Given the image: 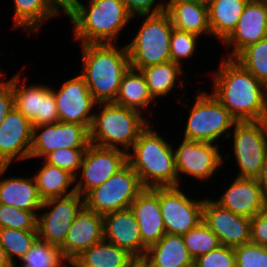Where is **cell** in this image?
<instances>
[{
    "label": "cell",
    "instance_id": "1",
    "mask_svg": "<svg viewBox=\"0 0 267 267\" xmlns=\"http://www.w3.org/2000/svg\"><path fill=\"white\" fill-rule=\"evenodd\" d=\"M218 65L208 75L215 98L237 122L267 120V87L232 58Z\"/></svg>",
    "mask_w": 267,
    "mask_h": 267
},
{
    "label": "cell",
    "instance_id": "2",
    "mask_svg": "<svg viewBox=\"0 0 267 267\" xmlns=\"http://www.w3.org/2000/svg\"><path fill=\"white\" fill-rule=\"evenodd\" d=\"M85 3L81 0L65 2L64 17L72 24V41L79 44L118 43L133 18L122 0H86Z\"/></svg>",
    "mask_w": 267,
    "mask_h": 267
},
{
    "label": "cell",
    "instance_id": "3",
    "mask_svg": "<svg viewBox=\"0 0 267 267\" xmlns=\"http://www.w3.org/2000/svg\"><path fill=\"white\" fill-rule=\"evenodd\" d=\"M82 56L79 74L97 103L114 102L124 74L131 67L126 44H78Z\"/></svg>",
    "mask_w": 267,
    "mask_h": 267
},
{
    "label": "cell",
    "instance_id": "4",
    "mask_svg": "<svg viewBox=\"0 0 267 267\" xmlns=\"http://www.w3.org/2000/svg\"><path fill=\"white\" fill-rule=\"evenodd\" d=\"M152 123L127 152V162L144 188L178 186L174 144L157 131L159 127L153 129Z\"/></svg>",
    "mask_w": 267,
    "mask_h": 267
},
{
    "label": "cell",
    "instance_id": "5",
    "mask_svg": "<svg viewBox=\"0 0 267 267\" xmlns=\"http://www.w3.org/2000/svg\"><path fill=\"white\" fill-rule=\"evenodd\" d=\"M89 130V143L128 152L153 121L141 112L113 102L97 103ZM148 119V120H147Z\"/></svg>",
    "mask_w": 267,
    "mask_h": 267
},
{
    "label": "cell",
    "instance_id": "6",
    "mask_svg": "<svg viewBox=\"0 0 267 267\" xmlns=\"http://www.w3.org/2000/svg\"><path fill=\"white\" fill-rule=\"evenodd\" d=\"M196 93L192 106H189L188 98L180 96L177 101L182 108H189L188 118L181 138L194 141L211 142L220 144L222 140H228L234 124L237 122L230 112L207 90ZM225 138V139H224ZM220 139V140H219Z\"/></svg>",
    "mask_w": 267,
    "mask_h": 267
},
{
    "label": "cell",
    "instance_id": "7",
    "mask_svg": "<svg viewBox=\"0 0 267 267\" xmlns=\"http://www.w3.org/2000/svg\"><path fill=\"white\" fill-rule=\"evenodd\" d=\"M140 26L126 44L131 68L140 70L148 66L171 61L170 41L173 25L166 11L154 15H141Z\"/></svg>",
    "mask_w": 267,
    "mask_h": 267
},
{
    "label": "cell",
    "instance_id": "8",
    "mask_svg": "<svg viewBox=\"0 0 267 267\" xmlns=\"http://www.w3.org/2000/svg\"><path fill=\"white\" fill-rule=\"evenodd\" d=\"M227 141L233 154L225 152L224 164L234 157L236 177L257 178L267 152V120L236 122Z\"/></svg>",
    "mask_w": 267,
    "mask_h": 267
},
{
    "label": "cell",
    "instance_id": "9",
    "mask_svg": "<svg viewBox=\"0 0 267 267\" xmlns=\"http://www.w3.org/2000/svg\"><path fill=\"white\" fill-rule=\"evenodd\" d=\"M143 189L138 175L127 163L84 196V207L100 215L128 209Z\"/></svg>",
    "mask_w": 267,
    "mask_h": 267
},
{
    "label": "cell",
    "instance_id": "10",
    "mask_svg": "<svg viewBox=\"0 0 267 267\" xmlns=\"http://www.w3.org/2000/svg\"><path fill=\"white\" fill-rule=\"evenodd\" d=\"M179 140L181 143L179 142L177 147H173L178 172V186L183 185L180 183L183 182L182 179H187L186 177L196 179L195 182L199 181L202 184L203 181L204 184L209 180L212 181L216 171L224 166V155L220 150L222 145L187 139Z\"/></svg>",
    "mask_w": 267,
    "mask_h": 267
},
{
    "label": "cell",
    "instance_id": "11",
    "mask_svg": "<svg viewBox=\"0 0 267 267\" xmlns=\"http://www.w3.org/2000/svg\"><path fill=\"white\" fill-rule=\"evenodd\" d=\"M204 199L185 194L183 186L159 187L160 210L166 233L184 235L197 227L203 221Z\"/></svg>",
    "mask_w": 267,
    "mask_h": 267
},
{
    "label": "cell",
    "instance_id": "12",
    "mask_svg": "<svg viewBox=\"0 0 267 267\" xmlns=\"http://www.w3.org/2000/svg\"><path fill=\"white\" fill-rule=\"evenodd\" d=\"M83 207L84 197L78 192L43 201L37 214L38 239L61 247L72 221Z\"/></svg>",
    "mask_w": 267,
    "mask_h": 267
},
{
    "label": "cell",
    "instance_id": "13",
    "mask_svg": "<svg viewBox=\"0 0 267 267\" xmlns=\"http://www.w3.org/2000/svg\"><path fill=\"white\" fill-rule=\"evenodd\" d=\"M127 152L89 144L75 177V190L85 196L127 164Z\"/></svg>",
    "mask_w": 267,
    "mask_h": 267
},
{
    "label": "cell",
    "instance_id": "14",
    "mask_svg": "<svg viewBox=\"0 0 267 267\" xmlns=\"http://www.w3.org/2000/svg\"><path fill=\"white\" fill-rule=\"evenodd\" d=\"M59 120L84 125L90 130L97 102L80 74L66 79L56 89L52 87Z\"/></svg>",
    "mask_w": 267,
    "mask_h": 267
},
{
    "label": "cell",
    "instance_id": "15",
    "mask_svg": "<svg viewBox=\"0 0 267 267\" xmlns=\"http://www.w3.org/2000/svg\"><path fill=\"white\" fill-rule=\"evenodd\" d=\"M89 130L81 124L57 122L33 127L30 159H43L60 148L87 149Z\"/></svg>",
    "mask_w": 267,
    "mask_h": 267
},
{
    "label": "cell",
    "instance_id": "16",
    "mask_svg": "<svg viewBox=\"0 0 267 267\" xmlns=\"http://www.w3.org/2000/svg\"><path fill=\"white\" fill-rule=\"evenodd\" d=\"M32 123L13 108L0 126V166H11L29 160Z\"/></svg>",
    "mask_w": 267,
    "mask_h": 267
},
{
    "label": "cell",
    "instance_id": "17",
    "mask_svg": "<svg viewBox=\"0 0 267 267\" xmlns=\"http://www.w3.org/2000/svg\"><path fill=\"white\" fill-rule=\"evenodd\" d=\"M203 222L217 235L221 245L235 248L250 242L251 218L221 207L212 197L204 199Z\"/></svg>",
    "mask_w": 267,
    "mask_h": 267
},
{
    "label": "cell",
    "instance_id": "18",
    "mask_svg": "<svg viewBox=\"0 0 267 267\" xmlns=\"http://www.w3.org/2000/svg\"><path fill=\"white\" fill-rule=\"evenodd\" d=\"M267 38V2L250 1L232 33L221 43L226 55L234 59L244 48ZM230 50V52H229Z\"/></svg>",
    "mask_w": 267,
    "mask_h": 267
},
{
    "label": "cell",
    "instance_id": "19",
    "mask_svg": "<svg viewBox=\"0 0 267 267\" xmlns=\"http://www.w3.org/2000/svg\"><path fill=\"white\" fill-rule=\"evenodd\" d=\"M234 179L217 199H213L221 207L231 212L252 218L267 208V196L263 193L256 178Z\"/></svg>",
    "mask_w": 267,
    "mask_h": 267
},
{
    "label": "cell",
    "instance_id": "20",
    "mask_svg": "<svg viewBox=\"0 0 267 267\" xmlns=\"http://www.w3.org/2000/svg\"><path fill=\"white\" fill-rule=\"evenodd\" d=\"M103 239L126 250L138 262L146 253L139 225L130 208L103 215Z\"/></svg>",
    "mask_w": 267,
    "mask_h": 267
},
{
    "label": "cell",
    "instance_id": "21",
    "mask_svg": "<svg viewBox=\"0 0 267 267\" xmlns=\"http://www.w3.org/2000/svg\"><path fill=\"white\" fill-rule=\"evenodd\" d=\"M102 240L103 215L83 207L72 221L65 243L60 248L69 262Z\"/></svg>",
    "mask_w": 267,
    "mask_h": 267
},
{
    "label": "cell",
    "instance_id": "22",
    "mask_svg": "<svg viewBox=\"0 0 267 267\" xmlns=\"http://www.w3.org/2000/svg\"><path fill=\"white\" fill-rule=\"evenodd\" d=\"M130 209L139 225L142 244L146 248L166 234L160 210L159 187L144 188L131 203Z\"/></svg>",
    "mask_w": 267,
    "mask_h": 267
},
{
    "label": "cell",
    "instance_id": "23",
    "mask_svg": "<svg viewBox=\"0 0 267 267\" xmlns=\"http://www.w3.org/2000/svg\"><path fill=\"white\" fill-rule=\"evenodd\" d=\"M14 16L13 30H22L29 37L40 33L48 20L65 16V2L63 0H12Z\"/></svg>",
    "mask_w": 267,
    "mask_h": 267
},
{
    "label": "cell",
    "instance_id": "24",
    "mask_svg": "<svg viewBox=\"0 0 267 267\" xmlns=\"http://www.w3.org/2000/svg\"><path fill=\"white\" fill-rule=\"evenodd\" d=\"M11 166H0V203L36 215L43 204L33 176H8ZM7 174V177L3 176Z\"/></svg>",
    "mask_w": 267,
    "mask_h": 267
},
{
    "label": "cell",
    "instance_id": "25",
    "mask_svg": "<svg viewBox=\"0 0 267 267\" xmlns=\"http://www.w3.org/2000/svg\"><path fill=\"white\" fill-rule=\"evenodd\" d=\"M194 263L182 235L165 234L147 248L140 261L143 267H189Z\"/></svg>",
    "mask_w": 267,
    "mask_h": 267
},
{
    "label": "cell",
    "instance_id": "26",
    "mask_svg": "<svg viewBox=\"0 0 267 267\" xmlns=\"http://www.w3.org/2000/svg\"><path fill=\"white\" fill-rule=\"evenodd\" d=\"M183 68L184 67H182L180 64L168 61L162 64L152 65L140 69L146 80L148 90L156 102L160 100V98H167L169 94L170 97L171 94L176 97L177 91L175 90L174 92V89L178 90V88L180 89L178 91L184 92L183 95L186 97V92L183 90L186 89L187 86L184 85L185 82L183 77L186 78L187 75L185 73V69Z\"/></svg>",
    "mask_w": 267,
    "mask_h": 267
},
{
    "label": "cell",
    "instance_id": "27",
    "mask_svg": "<svg viewBox=\"0 0 267 267\" xmlns=\"http://www.w3.org/2000/svg\"><path fill=\"white\" fill-rule=\"evenodd\" d=\"M166 12L170 16L173 27L211 38L207 2L185 1L166 3Z\"/></svg>",
    "mask_w": 267,
    "mask_h": 267
},
{
    "label": "cell",
    "instance_id": "28",
    "mask_svg": "<svg viewBox=\"0 0 267 267\" xmlns=\"http://www.w3.org/2000/svg\"><path fill=\"white\" fill-rule=\"evenodd\" d=\"M113 103L135 109L144 115L148 114L152 116L154 114L151 112L153 105L156 106L158 102H156L151 96L146 80L141 71L130 67L123 76L117 97ZM149 108L151 112L150 114Z\"/></svg>",
    "mask_w": 267,
    "mask_h": 267
},
{
    "label": "cell",
    "instance_id": "29",
    "mask_svg": "<svg viewBox=\"0 0 267 267\" xmlns=\"http://www.w3.org/2000/svg\"><path fill=\"white\" fill-rule=\"evenodd\" d=\"M248 2V0H207L211 38L222 43L236 28Z\"/></svg>",
    "mask_w": 267,
    "mask_h": 267
},
{
    "label": "cell",
    "instance_id": "30",
    "mask_svg": "<svg viewBox=\"0 0 267 267\" xmlns=\"http://www.w3.org/2000/svg\"><path fill=\"white\" fill-rule=\"evenodd\" d=\"M41 166L32 175L43 201L76 192L75 177L68 171L50 165L41 159Z\"/></svg>",
    "mask_w": 267,
    "mask_h": 267
},
{
    "label": "cell",
    "instance_id": "31",
    "mask_svg": "<svg viewBox=\"0 0 267 267\" xmlns=\"http://www.w3.org/2000/svg\"><path fill=\"white\" fill-rule=\"evenodd\" d=\"M82 267H134L138 261L126 250L102 240L75 259Z\"/></svg>",
    "mask_w": 267,
    "mask_h": 267
},
{
    "label": "cell",
    "instance_id": "32",
    "mask_svg": "<svg viewBox=\"0 0 267 267\" xmlns=\"http://www.w3.org/2000/svg\"><path fill=\"white\" fill-rule=\"evenodd\" d=\"M23 71L21 69L12 77H7L12 85L14 108L21 112L33 127H37L39 126L40 83L29 85L28 76L25 77L26 74ZM23 75L24 77H21Z\"/></svg>",
    "mask_w": 267,
    "mask_h": 267
},
{
    "label": "cell",
    "instance_id": "33",
    "mask_svg": "<svg viewBox=\"0 0 267 267\" xmlns=\"http://www.w3.org/2000/svg\"><path fill=\"white\" fill-rule=\"evenodd\" d=\"M19 261L12 267H68L61 248L40 239L35 241Z\"/></svg>",
    "mask_w": 267,
    "mask_h": 267
},
{
    "label": "cell",
    "instance_id": "34",
    "mask_svg": "<svg viewBox=\"0 0 267 267\" xmlns=\"http://www.w3.org/2000/svg\"><path fill=\"white\" fill-rule=\"evenodd\" d=\"M37 239V230L0 228V245L12 265L16 264L17 260L19 262Z\"/></svg>",
    "mask_w": 267,
    "mask_h": 267
},
{
    "label": "cell",
    "instance_id": "35",
    "mask_svg": "<svg viewBox=\"0 0 267 267\" xmlns=\"http://www.w3.org/2000/svg\"><path fill=\"white\" fill-rule=\"evenodd\" d=\"M234 60L267 87V38L244 48Z\"/></svg>",
    "mask_w": 267,
    "mask_h": 267
},
{
    "label": "cell",
    "instance_id": "36",
    "mask_svg": "<svg viewBox=\"0 0 267 267\" xmlns=\"http://www.w3.org/2000/svg\"><path fill=\"white\" fill-rule=\"evenodd\" d=\"M182 237L193 260L217 249L221 245L217 235L203 221Z\"/></svg>",
    "mask_w": 267,
    "mask_h": 267
},
{
    "label": "cell",
    "instance_id": "37",
    "mask_svg": "<svg viewBox=\"0 0 267 267\" xmlns=\"http://www.w3.org/2000/svg\"><path fill=\"white\" fill-rule=\"evenodd\" d=\"M202 37L186 31L173 28L170 41V57L171 61L184 67V61L192 60L197 55V48Z\"/></svg>",
    "mask_w": 267,
    "mask_h": 267
},
{
    "label": "cell",
    "instance_id": "38",
    "mask_svg": "<svg viewBox=\"0 0 267 267\" xmlns=\"http://www.w3.org/2000/svg\"><path fill=\"white\" fill-rule=\"evenodd\" d=\"M0 228L37 230V215L0 203Z\"/></svg>",
    "mask_w": 267,
    "mask_h": 267
},
{
    "label": "cell",
    "instance_id": "39",
    "mask_svg": "<svg viewBox=\"0 0 267 267\" xmlns=\"http://www.w3.org/2000/svg\"><path fill=\"white\" fill-rule=\"evenodd\" d=\"M86 149L60 148L47 154L43 160L53 166L68 171L74 177L79 173Z\"/></svg>",
    "mask_w": 267,
    "mask_h": 267
},
{
    "label": "cell",
    "instance_id": "40",
    "mask_svg": "<svg viewBox=\"0 0 267 267\" xmlns=\"http://www.w3.org/2000/svg\"><path fill=\"white\" fill-rule=\"evenodd\" d=\"M236 267H267V247L248 242L234 248Z\"/></svg>",
    "mask_w": 267,
    "mask_h": 267
},
{
    "label": "cell",
    "instance_id": "41",
    "mask_svg": "<svg viewBox=\"0 0 267 267\" xmlns=\"http://www.w3.org/2000/svg\"><path fill=\"white\" fill-rule=\"evenodd\" d=\"M198 267H236V255L234 248L220 245L194 260Z\"/></svg>",
    "mask_w": 267,
    "mask_h": 267
},
{
    "label": "cell",
    "instance_id": "42",
    "mask_svg": "<svg viewBox=\"0 0 267 267\" xmlns=\"http://www.w3.org/2000/svg\"><path fill=\"white\" fill-rule=\"evenodd\" d=\"M59 121L54 92L50 84L40 83L39 126Z\"/></svg>",
    "mask_w": 267,
    "mask_h": 267
},
{
    "label": "cell",
    "instance_id": "43",
    "mask_svg": "<svg viewBox=\"0 0 267 267\" xmlns=\"http://www.w3.org/2000/svg\"><path fill=\"white\" fill-rule=\"evenodd\" d=\"M132 17L154 15L166 11L165 0H122Z\"/></svg>",
    "mask_w": 267,
    "mask_h": 267
},
{
    "label": "cell",
    "instance_id": "44",
    "mask_svg": "<svg viewBox=\"0 0 267 267\" xmlns=\"http://www.w3.org/2000/svg\"><path fill=\"white\" fill-rule=\"evenodd\" d=\"M250 242L267 247V208L251 218Z\"/></svg>",
    "mask_w": 267,
    "mask_h": 267
},
{
    "label": "cell",
    "instance_id": "45",
    "mask_svg": "<svg viewBox=\"0 0 267 267\" xmlns=\"http://www.w3.org/2000/svg\"><path fill=\"white\" fill-rule=\"evenodd\" d=\"M8 74L0 77V126L6 116L14 108V95L11 82L6 78Z\"/></svg>",
    "mask_w": 267,
    "mask_h": 267
},
{
    "label": "cell",
    "instance_id": "46",
    "mask_svg": "<svg viewBox=\"0 0 267 267\" xmlns=\"http://www.w3.org/2000/svg\"><path fill=\"white\" fill-rule=\"evenodd\" d=\"M256 180L261 186L263 193L267 196V152L264 158L262 168Z\"/></svg>",
    "mask_w": 267,
    "mask_h": 267
},
{
    "label": "cell",
    "instance_id": "47",
    "mask_svg": "<svg viewBox=\"0 0 267 267\" xmlns=\"http://www.w3.org/2000/svg\"><path fill=\"white\" fill-rule=\"evenodd\" d=\"M0 267H12L4 248L0 245Z\"/></svg>",
    "mask_w": 267,
    "mask_h": 267
},
{
    "label": "cell",
    "instance_id": "48",
    "mask_svg": "<svg viewBox=\"0 0 267 267\" xmlns=\"http://www.w3.org/2000/svg\"><path fill=\"white\" fill-rule=\"evenodd\" d=\"M185 1L207 2V0H165V3H179Z\"/></svg>",
    "mask_w": 267,
    "mask_h": 267
},
{
    "label": "cell",
    "instance_id": "49",
    "mask_svg": "<svg viewBox=\"0 0 267 267\" xmlns=\"http://www.w3.org/2000/svg\"><path fill=\"white\" fill-rule=\"evenodd\" d=\"M68 267H82L76 260L69 261Z\"/></svg>",
    "mask_w": 267,
    "mask_h": 267
},
{
    "label": "cell",
    "instance_id": "50",
    "mask_svg": "<svg viewBox=\"0 0 267 267\" xmlns=\"http://www.w3.org/2000/svg\"><path fill=\"white\" fill-rule=\"evenodd\" d=\"M2 54H5L4 51H2V52L0 53V55H2ZM6 74H7V73H6L3 69L0 68V77H1V76H4V75H6Z\"/></svg>",
    "mask_w": 267,
    "mask_h": 267
},
{
    "label": "cell",
    "instance_id": "51",
    "mask_svg": "<svg viewBox=\"0 0 267 267\" xmlns=\"http://www.w3.org/2000/svg\"><path fill=\"white\" fill-rule=\"evenodd\" d=\"M189 267H198L197 265H195L194 263L192 265H190Z\"/></svg>",
    "mask_w": 267,
    "mask_h": 267
},
{
    "label": "cell",
    "instance_id": "52",
    "mask_svg": "<svg viewBox=\"0 0 267 267\" xmlns=\"http://www.w3.org/2000/svg\"><path fill=\"white\" fill-rule=\"evenodd\" d=\"M140 265V262H138L134 267H138Z\"/></svg>",
    "mask_w": 267,
    "mask_h": 267
}]
</instances>
